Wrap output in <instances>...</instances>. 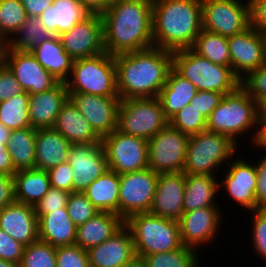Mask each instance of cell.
<instances>
[{
    "mask_svg": "<svg viewBox=\"0 0 266 267\" xmlns=\"http://www.w3.org/2000/svg\"><path fill=\"white\" fill-rule=\"evenodd\" d=\"M117 92L121 100L158 97L169 71L173 52L152 47L114 56Z\"/></svg>",
    "mask_w": 266,
    "mask_h": 267,
    "instance_id": "6da1fadb",
    "label": "cell"
},
{
    "mask_svg": "<svg viewBox=\"0 0 266 267\" xmlns=\"http://www.w3.org/2000/svg\"><path fill=\"white\" fill-rule=\"evenodd\" d=\"M153 0H121L102 16L104 49L110 55L154 47Z\"/></svg>",
    "mask_w": 266,
    "mask_h": 267,
    "instance_id": "7a4b0ae2",
    "label": "cell"
},
{
    "mask_svg": "<svg viewBox=\"0 0 266 267\" xmlns=\"http://www.w3.org/2000/svg\"><path fill=\"white\" fill-rule=\"evenodd\" d=\"M201 31V0H153L154 47L172 52L191 48Z\"/></svg>",
    "mask_w": 266,
    "mask_h": 267,
    "instance_id": "3957f363",
    "label": "cell"
},
{
    "mask_svg": "<svg viewBox=\"0 0 266 267\" xmlns=\"http://www.w3.org/2000/svg\"><path fill=\"white\" fill-rule=\"evenodd\" d=\"M253 127L258 128L251 137L256 145L261 134L260 106L241 86L223 95L216 109L207 118L208 131L228 136L237 145V138Z\"/></svg>",
    "mask_w": 266,
    "mask_h": 267,
    "instance_id": "277c9868",
    "label": "cell"
},
{
    "mask_svg": "<svg viewBox=\"0 0 266 267\" xmlns=\"http://www.w3.org/2000/svg\"><path fill=\"white\" fill-rule=\"evenodd\" d=\"M173 69L189 80L198 91H214L225 95L240 86V79L231 67L212 63L191 48L173 52Z\"/></svg>",
    "mask_w": 266,
    "mask_h": 267,
    "instance_id": "5b68a950",
    "label": "cell"
},
{
    "mask_svg": "<svg viewBox=\"0 0 266 267\" xmlns=\"http://www.w3.org/2000/svg\"><path fill=\"white\" fill-rule=\"evenodd\" d=\"M125 224L131 230L137 256L168 252L182 246L178 221L145 212L131 215Z\"/></svg>",
    "mask_w": 266,
    "mask_h": 267,
    "instance_id": "8992f818",
    "label": "cell"
},
{
    "mask_svg": "<svg viewBox=\"0 0 266 267\" xmlns=\"http://www.w3.org/2000/svg\"><path fill=\"white\" fill-rule=\"evenodd\" d=\"M65 84L68 93L119 96L114 56L105 51L93 57L74 60Z\"/></svg>",
    "mask_w": 266,
    "mask_h": 267,
    "instance_id": "52a82bcc",
    "label": "cell"
},
{
    "mask_svg": "<svg viewBox=\"0 0 266 267\" xmlns=\"http://www.w3.org/2000/svg\"><path fill=\"white\" fill-rule=\"evenodd\" d=\"M237 146L228 136L208 130L191 135L182 172L185 175L215 176L223 162L233 159Z\"/></svg>",
    "mask_w": 266,
    "mask_h": 267,
    "instance_id": "ba28073f",
    "label": "cell"
},
{
    "mask_svg": "<svg viewBox=\"0 0 266 267\" xmlns=\"http://www.w3.org/2000/svg\"><path fill=\"white\" fill-rule=\"evenodd\" d=\"M168 124L157 97L120 100L117 130L121 133L148 141Z\"/></svg>",
    "mask_w": 266,
    "mask_h": 267,
    "instance_id": "9c48e42d",
    "label": "cell"
},
{
    "mask_svg": "<svg viewBox=\"0 0 266 267\" xmlns=\"http://www.w3.org/2000/svg\"><path fill=\"white\" fill-rule=\"evenodd\" d=\"M108 169L126 174L148 167V141L117 129L102 138Z\"/></svg>",
    "mask_w": 266,
    "mask_h": 267,
    "instance_id": "30bf717a",
    "label": "cell"
},
{
    "mask_svg": "<svg viewBox=\"0 0 266 267\" xmlns=\"http://www.w3.org/2000/svg\"><path fill=\"white\" fill-rule=\"evenodd\" d=\"M189 136L168 124L148 140V167L156 173L182 172Z\"/></svg>",
    "mask_w": 266,
    "mask_h": 267,
    "instance_id": "8fae6325",
    "label": "cell"
},
{
    "mask_svg": "<svg viewBox=\"0 0 266 267\" xmlns=\"http://www.w3.org/2000/svg\"><path fill=\"white\" fill-rule=\"evenodd\" d=\"M158 176L149 167L120 174L118 215L124 221L131 215L150 211Z\"/></svg>",
    "mask_w": 266,
    "mask_h": 267,
    "instance_id": "7c38bea8",
    "label": "cell"
},
{
    "mask_svg": "<svg viewBox=\"0 0 266 267\" xmlns=\"http://www.w3.org/2000/svg\"><path fill=\"white\" fill-rule=\"evenodd\" d=\"M202 29L230 37L250 26L249 1L201 0Z\"/></svg>",
    "mask_w": 266,
    "mask_h": 267,
    "instance_id": "4fadbf2b",
    "label": "cell"
},
{
    "mask_svg": "<svg viewBox=\"0 0 266 267\" xmlns=\"http://www.w3.org/2000/svg\"><path fill=\"white\" fill-rule=\"evenodd\" d=\"M228 46L231 68L240 80L244 75L266 63L264 34L251 26L241 33L228 37Z\"/></svg>",
    "mask_w": 266,
    "mask_h": 267,
    "instance_id": "5bb4252c",
    "label": "cell"
},
{
    "mask_svg": "<svg viewBox=\"0 0 266 267\" xmlns=\"http://www.w3.org/2000/svg\"><path fill=\"white\" fill-rule=\"evenodd\" d=\"M64 50L74 59L93 57L105 52L103 19L89 15L59 35Z\"/></svg>",
    "mask_w": 266,
    "mask_h": 267,
    "instance_id": "9a60e30c",
    "label": "cell"
},
{
    "mask_svg": "<svg viewBox=\"0 0 266 267\" xmlns=\"http://www.w3.org/2000/svg\"><path fill=\"white\" fill-rule=\"evenodd\" d=\"M67 162L73 169V192H84L108 169L102 143L72 144Z\"/></svg>",
    "mask_w": 266,
    "mask_h": 267,
    "instance_id": "2e32d148",
    "label": "cell"
},
{
    "mask_svg": "<svg viewBox=\"0 0 266 267\" xmlns=\"http://www.w3.org/2000/svg\"><path fill=\"white\" fill-rule=\"evenodd\" d=\"M69 99L101 138L117 129L119 96L69 93Z\"/></svg>",
    "mask_w": 266,
    "mask_h": 267,
    "instance_id": "e0dca14e",
    "label": "cell"
},
{
    "mask_svg": "<svg viewBox=\"0 0 266 267\" xmlns=\"http://www.w3.org/2000/svg\"><path fill=\"white\" fill-rule=\"evenodd\" d=\"M220 211L217 207H205L184 212L178 221L182 245L196 250L216 239L222 220Z\"/></svg>",
    "mask_w": 266,
    "mask_h": 267,
    "instance_id": "ac0fdd59",
    "label": "cell"
},
{
    "mask_svg": "<svg viewBox=\"0 0 266 267\" xmlns=\"http://www.w3.org/2000/svg\"><path fill=\"white\" fill-rule=\"evenodd\" d=\"M6 66L29 95L50 90L59 83L30 51L9 49Z\"/></svg>",
    "mask_w": 266,
    "mask_h": 267,
    "instance_id": "d6986e66",
    "label": "cell"
},
{
    "mask_svg": "<svg viewBox=\"0 0 266 267\" xmlns=\"http://www.w3.org/2000/svg\"><path fill=\"white\" fill-rule=\"evenodd\" d=\"M225 178L219 181V190L226 188L233 201L248 211L257 209L256 190H257V170L256 165L249 163L244 158L233 159L230 163ZM221 182V183H220Z\"/></svg>",
    "mask_w": 266,
    "mask_h": 267,
    "instance_id": "ffe728a7",
    "label": "cell"
},
{
    "mask_svg": "<svg viewBox=\"0 0 266 267\" xmlns=\"http://www.w3.org/2000/svg\"><path fill=\"white\" fill-rule=\"evenodd\" d=\"M185 190V174L159 173L154 200L150 213L179 221L183 211V196Z\"/></svg>",
    "mask_w": 266,
    "mask_h": 267,
    "instance_id": "44dd1931",
    "label": "cell"
},
{
    "mask_svg": "<svg viewBox=\"0 0 266 267\" xmlns=\"http://www.w3.org/2000/svg\"><path fill=\"white\" fill-rule=\"evenodd\" d=\"M90 267H122L136 254L131 230L124 224L103 243L87 250Z\"/></svg>",
    "mask_w": 266,
    "mask_h": 267,
    "instance_id": "7402d4cb",
    "label": "cell"
},
{
    "mask_svg": "<svg viewBox=\"0 0 266 267\" xmlns=\"http://www.w3.org/2000/svg\"><path fill=\"white\" fill-rule=\"evenodd\" d=\"M0 229L24 246L39 240L34 207L16 201L0 210Z\"/></svg>",
    "mask_w": 266,
    "mask_h": 267,
    "instance_id": "603a6c76",
    "label": "cell"
},
{
    "mask_svg": "<svg viewBox=\"0 0 266 267\" xmlns=\"http://www.w3.org/2000/svg\"><path fill=\"white\" fill-rule=\"evenodd\" d=\"M66 84L59 82L50 90L29 95V120L34 129L53 128L63 104L68 100Z\"/></svg>",
    "mask_w": 266,
    "mask_h": 267,
    "instance_id": "cb8c5ba5",
    "label": "cell"
},
{
    "mask_svg": "<svg viewBox=\"0 0 266 267\" xmlns=\"http://www.w3.org/2000/svg\"><path fill=\"white\" fill-rule=\"evenodd\" d=\"M53 128L71 144L102 143V138L69 98L63 104Z\"/></svg>",
    "mask_w": 266,
    "mask_h": 267,
    "instance_id": "d4e9b609",
    "label": "cell"
},
{
    "mask_svg": "<svg viewBox=\"0 0 266 267\" xmlns=\"http://www.w3.org/2000/svg\"><path fill=\"white\" fill-rule=\"evenodd\" d=\"M71 143L54 128L37 129L35 168L48 171L67 162Z\"/></svg>",
    "mask_w": 266,
    "mask_h": 267,
    "instance_id": "484cf974",
    "label": "cell"
},
{
    "mask_svg": "<svg viewBox=\"0 0 266 267\" xmlns=\"http://www.w3.org/2000/svg\"><path fill=\"white\" fill-rule=\"evenodd\" d=\"M124 224L125 221L116 213L98 212L91 219L77 227L74 244L88 250L106 241Z\"/></svg>",
    "mask_w": 266,
    "mask_h": 267,
    "instance_id": "4316f807",
    "label": "cell"
},
{
    "mask_svg": "<svg viewBox=\"0 0 266 267\" xmlns=\"http://www.w3.org/2000/svg\"><path fill=\"white\" fill-rule=\"evenodd\" d=\"M39 240L54 247L73 245L77 227L70 218L67 208L42 215L38 219Z\"/></svg>",
    "mask_w": 266,
    "mask_h": 267,
    "instance_id": "83f0119b",
    "label": "cell"
},
{
    "mask_svg": "<svg viewBox=\"0 0 266 267\" xmlns=\"http://www.w3.org/2000/svg\"><path fill=\"white\" fill-rule=\"evenodd\" d=\"M88 16L78 0H54L53 4L42 12L39 19L48 32L59 36Z\"/></svg>",
    "mask_w": 266,
    "mask_h": 267,
    "instance_id": "f1b7e54d",
    "label": "cell"
},
{
    "mask_svg": "<svg viewBox=\"0 0 266 267\" xmlns=\"http://www.w3.org/2000/svg\"><path fill=\"white\" fill-rule=\"evenodd\" d=\"M30 52L57 81L65 83L68 80L74 59L64 50L59 36L44 41Z\"/></svg>",
    "mask_w": 266,
    "mask_h": 267,
    "instance_id": "f546056e",
    "label": "cell"
},
{
    "mask_svg": "<svg viewBox=\"0 0 266 267\" xmlns=\"http://www.w3.org/2000/svg\"><path fill=\"white\" fill-rule=\"evenodd\" d=\"M197 91V88L189 80L183 78L172 68L157 97L165 117L168 120L174 117L181 109L190 104Z\"/></svg>",
    "mask_w": 266,
    "mask_h": 267,
    "instance_id": "4dcf8cb0",
    "label": "cell"
},
{
    "mask_svg": "<svg viewBox=\"0 0 266 267\" xmlns=\"http://www.w3.org/2000/svg\"><path fill=\"white\" fill-rule=\"evenodd\" d=\"M217 176L185 175L183 211L190 212L205 207H217L215 197L219 189Z\"/></svg>",
    "mask_w": 266,
    "mask_h": 267,
    "instance_id": "1f68e13d",
    "label": "cell"
},
{
    "mask_svg": "<svg viewBox=\"0 0 266 267\" xmlns=\"http://www.w3.org/2000/svg\"><path fill=\"white\" fill-rule=\"evenodd\" d=\"M15 201L35 206L51 188L47 171L19 170L14 174Z\"/></svg>",
    "mask_w": 266,
    "mask_h": 267,
    "instance_id": "d6a6232c",
    "label": "cell"
},
{
    "mask_svg": "<svg viewBox=\"0 0 266 267\" xmlns=\"http://www.w3.org/2000/svg\"><path fill=\"white\" fill-rule=\"evenodd\" d=\"M120 175L107 169L83 192L100 212L118 215Z\"/></svg>",
    "mask_w": 266,
    "mask_h": 267,
    "instance_id": "836d02e7",
    "label": "cell"
},
{
    "mask_svg": "<svg viewBox=\"0 0 266 267\" xmlns=\"http://www.w3.org/2000/svg\"><path fill=\"white\" fill-rule=\"evenodd\" d=\"M36 132L31 126L11 131L6 146L16 171L35 168Z\"/></svg>",
    "mask_w": 266,
    "mask_h": 267,
    "instance_id": "e575fe53",
    "label": "cell"
},
{
    "mask_svg": "<svg viewBox=\"0 0 266 267\" xmlns=\"http://www.w3.org/2000/svg\"><path fill=\"white\" fill-rule=\"evenodd\" d=\"M191 49L212 63L231 67L228 37L202 29Z\"/></svg>",
    "mask_w": 266,
    "mask_h": 267,
    "instance_id": "d590c367",
    "label": "cell"
},
{
    "mask_svg": "<svg viewBox=\"0 0 266 267\" xmlns=\"http://www.w3.org/2000/svg\"><path fill=\"white\" fill-rule=\"evenodd\" d=\"M54 36L47 31L39 17L27 16L26 21L9 40V47L14 51H31Z\"/></svg>",
    "mask_w": 266,
    "mask_h": 267,
    "instance_id": "8d00e7d4",
    "label": "cell"
},
{
    "mask_svg": "<svg viewBox=\"0 0 266 267\" xmlns=\"http://www.w3.org/2000/svg\"><path fill=\"white\" fill-rule=\"evenodd\" d=\"M28 102L25 91L0 102V123L11 130L30 127Z\"/></svg>",
    "mask_w": 266,
    "mask_h": 267,
    "instance_id": "74e56055",
    "label": "cell"
},
{
    "mask_svg": "<svg viewBox=\"0 0 266 267\" xmlns=\"http://www.w3.org/2000/svg\"><path fill=\"white\" fill-rule=\"evenodd\" d=\"M197 250L182 245L177 250L142 256L147 267H200Z\"/></svg>",
    "mask_w": 266,
    "mask_h": 267,
    "instance_id": "f35d334b",
    "label": "cell"
},
{
    "mask_svg": "<svg viewBox=\"0 0 266 267\" xmlns=\"http://www.w3.org/2000/svg\"><path fill=\"white\" fill-rule=\"evenodd\" d=\"M21 0H0V36L10 40L26 21Z\"/></svg>",
    "mask_w": 266,
    "mask_h": 267,
    "instance_id": "ab89813d",
    "label": "cell"
},
{
    "mask_svg": "<svg viewBox=\"0 0 266 267\" xmlns=\"http://www.w3.org/2000/svg\"><path fill=\"white\" fill-rule=\"evenodd\" d=\"M19 267H56V247L41 240L25 246Z\"/></svg>",
    "mask_w": 266,
    "mask_h": 267,
    "instance_id": "60d3db41",
    "label": "cell"
},
{
    "mask_svg": "<svg viewBox=\"0 0 266 267\" xmlns=\"http://www.w3.org/2000/svg\"><path fill=\"white\" fill-rule=\"evenodd\" d=\"M169 124L188 136L207 130V119L192 104L181 109Z\"/></svg>",
    "mask_w": 266,
    "mask_h": 267,
    "instance_id": "b9f144b4",
    "label": "cell"
},
{
    "mask_svg": "<svg viewBox=\"0 0 266 267\" xmlns=\"http://www.w3.org/2000/svg\"><path fill=\"white\" fill-rule=\"evenodd\" d=\"M67 212L78 227L100 212L83 192H72L67 201Z\"/></svg>",
    "mask_w": 266,
    "mask_h": 267,
    "instance_id": "7bdbcfd3",
    "label": "cell"
},
{
    "mask_svg": "<svg viewBox=\"0 0 266 267\" xmlns=\"http://www.w3.org/2000/svg\"><path fill=\"white\" fill-rule=\"evenodd\" d=\"M240 86L259 106L266 102V63L244 76Z\"/></svg>",
    "mask_w": 266,
    "mask_h": 267,
    "instance_id": "ee69618b",
    "label": "cell"
},
{
    "mask_svg": "<svg viewBox=\"0 0 266 267\" xmlns=\"http://www.w3.org/2000/svg\"><path fill=\"white\" fill-rule=\"evenodd\" d=\"M56 267H90L87 250L76 244L57 247Z\"/></svg>",
    "mask_w": 266,
    "mask_h": 267,
    "instance_id": "f6af8a7d",
    "label": "cell"
},
{
    "mask_svg": "<svg viewBox=\"0 0 266 267\" xmlns=\"http://www.w3.org/2000/svg\"><path fill=\"white\" fill-rule=\"evenodd\" d=\"M70 193L51 187L42 199L34 206L39 219L42 215L66 208Z\"/></svg>",
    "mask_w": 266,
    "mask_h": 267,
    "instance_id": "bcb514c9",
    "label": "cell"
},
{
    "mask_svg": "<svg viewBox=\"0 0 266 267\" xmlns=\"http://www.w3.org/2000/svg\"><path fill=\"white\" fill-rule=\"evenodd\" d=\"M250 212H253V248L257 255L266 260V208H257Z\"/></svg>",
    "mask_w": 266,
    "mask_h": 267,
    "instance_id": "7dc6e473",
    "label": "cell"
},
{
    "mask_svg": "<svg viewBox=\"0 0 266 267\" xmlns=\"http://www.w3.org/2000/svg\"><path fill=\"white\" fill-rule=\"evenodd\" d=\"M73 169L68 162L61 163L47 171L51 187L73 192Z\"/></svg>",
    "mask_w": 266,
    "mask_h": 267,
    "instance_id": "c3c4849f",
    "label": "cell"
},
{
    "mask_svg": "<svg viewBox=\"0 0 266 267\" xmlns=\"http://www.w3.org/2000/svg\"><path fill=\"white\" fill-rule=\"evenodd\" d=\"M24 245L14 240L0 229V259L20 264L23 256Z\"/></svg>",
    "mask_w": 266,
    "mask_h": 267,
    "instance_id": "681fc988",
    "label": "cell"
},
{
    "mask_svg": "<svg viewBox=\"0 0 266 267\" xmlns=\"http://www.w3.org/2000/svg\"><path fill=\"white\" fill-rule=\"evenodd\" d=\"M222 97L223 94L220 92L197 91L196 95L191 99L190 104L197 108L207 119L211 112L216 109Z\"/></svg>",
    "mask_w": 266,
    "mask_h": 267,
    "instance_id": "f907efd6",
    "label": "cell"
},
{
    "mask_svg": "<svg viewBox=\"0 0 266 267\" xmlns=\"http://www.w3.org/2000/svg\"><path fill=\"white\" fill-rule=\"evenodd\" d=\"M22 92L24 90L8 67L0 69V102L9 100Z\"/></svg>",
    "mask_w": 266,
    "mask_h": 267,
    "instance_id": "816d5d0a",
    "label": "cell"
},
{
    "mask_svg": "<svg viewBox=\"0 0 266 267\" xmlns=\"http://www.w3.org/2000/svg\"><path fill=\"white\" fill-rule=\"evenodd\" d=\"M250 26L261 33H266V0H248Z\"/></svg>",
    "mask_w": 266,
    "mask_h": 267,
    "instance_id": "f5cc1de1",
    "label": "cell"
},
{
    "mask_svg": "<svg viewBox=\"0 0 266 267\" xmlns=\"http://www.w3.org/2000/svg\"><path fill=\"white\" fill-rule=\"evenodd\" d=\"M257 170V190H256V201L257 208H266V155L263 159H260V163L256 165Z\"/></svg>",
    "mask_w": 266,
    "mask_h": 267,
    "instance_id": "db71d44e",
    "label": "cell"
},
{
    "mask_svg": "<svg viewBox=\"0 0 266 267\" xmlns=\"http://www.w3.org/2000/svg\"><path fill=\"white\" fill-rule=\"evenodd\" d=\"M79 4L89 15L102 17L107 9L118 4L121 0H78Z\"/></svg>",
    "mask_w": 266,
    "mask_h": 267,
    "instance_id": "11a10c76",
    "label": "cell"
},
{
    "mask_svg": "<svg viewBox=\"0 0 266 267\" xmlns=\"http://www.w3.org/2000/svg\"><path fill=\"white\" fill-rule=\"evenodd\" d=\"M14 202V177L0 174V210Z\"/></svg>",
    "mask_w": 266,
    "mask_h": 267,
    "instance_id": "9f6ffc18",
    "label": "cell"
},
{
    "mask_svg": "<svg viewBox=\"0 0 266 267\" xmlns=\"http://www.w3.org/2000/svg\"><path fill=\"white\" fill-rule=\"evenodd\" d=\"M53 2L54 0H21L27 16L30 17H39Z\"/></svg>",
    "mask_w": 266,
    "mask_h": 267,
    "instance_id": "6f0895ef",
    "label": "cell"
},
{
    "mask_svg": "<svg viewBox=\"0 0 266 267\" xmlns=\"http://www.w3.org/2000/svg\"><path fill=\"white\" fill-rule=\"evenodd\" d=\"M16 172L6 144H0V174L14 176Z\"/></svg>",
    "mask_w": 266,
    "mask_h": 267,
    "instance_id": "680465c9",
    "label": "cell"
},
{
    "mask_svg": "<svg viewBox=\"0 0 266 267\" xmlns=\"http://www.w3.org/2000/svg\"><path fill=\"white\" fill-rule=\"evenodd\" d=\"M9 49V40L0 36V69L6 67Z\"/></svg>",
    "mask_w": 266,
    "mask_h": 267,
    "instance_id": "91938a15",
    "label": "cell"
},
{
    "mask_svg": "<svg viewBox=\"0 0 266 267\" xmlns=\"http://www.w3.org/2000/svg\"><path fill=\"white\" fill-rule=\"evenodd\" d=\"M122 267H147L142 257L135 255L130 261Z\"/></svg>",
    "mask_w": 266,
    "mask_h": 267,
    "instance_id": "94428289",
    "label": "cell"
},
{
    "mask_svg": "<svg viewBox=\"0 0 266 267\" xmlns=\"http://www.w3.org/2000/svg\"><path fill=\"white\" fill-rule=\"evenodd\" d=\"M11 131V129L0 123V144H7Z\"/></svg>",
    "mask_w": 266,
    "mask_h": 267,
    "instance_id": "6125c7cd",
    "label": "cell"
},
{
    "mask_svg": "<svg viewBox=\"0 0 266 267\" xmlns=\"http://www.w3.org/2000/svg\"><path fill=\"white\" fill-rule=\"evenodd\" d=\"M261 125V134L258 143L256 144L257 147L263 150L266 149V123H260Z\"/></svg>",
    "mask_w": 266,
    "mask_h": 267,
    "instance_id": "be15d7a7",
    "label": "cell"
},
{
    "mask_svg": "<svg viewBox=\"0 0 266 267\" xmlns=\"http://www.w3.org/2000/svg\"><path fill=\"white\" fill-rule=\"evenodd\" d=\"M260 123H266V102L260 106Z\"/></svg>",
    "mask_w": 266,
    "mask_h": 267,
    "instance_id": "e7e4bbea",
    "label": "cell"
},
{
    "mask_svg": "<svg viewBox=\"0 0 266 267\" xmlns=\"http://www.w3.org/2000/svg\"><path fill=\"white\" fill-rule=\"evenodd\" d=\"M0 267H19V264L0 259Z\"/></svg>",
    "mask_w": 266,
    "mask_h": 267,
    "instance_id": "03108f58",
    "label": "cell"
},
{
    "mask_svg": "<svg viewBox=\"0 0 266 267\" xmlns=\"http://www.w3.org/2000/svg\"><path fill=\"white\" fill-rule=\"evenodd\" d=\"M264 37H265V48H266V33H264Z\"/></svg>",
    "mask_w": 266,
    "mask_h": 267,
    "instance_id": "003e7915",
    "label": "cell"
}]
</instances>
